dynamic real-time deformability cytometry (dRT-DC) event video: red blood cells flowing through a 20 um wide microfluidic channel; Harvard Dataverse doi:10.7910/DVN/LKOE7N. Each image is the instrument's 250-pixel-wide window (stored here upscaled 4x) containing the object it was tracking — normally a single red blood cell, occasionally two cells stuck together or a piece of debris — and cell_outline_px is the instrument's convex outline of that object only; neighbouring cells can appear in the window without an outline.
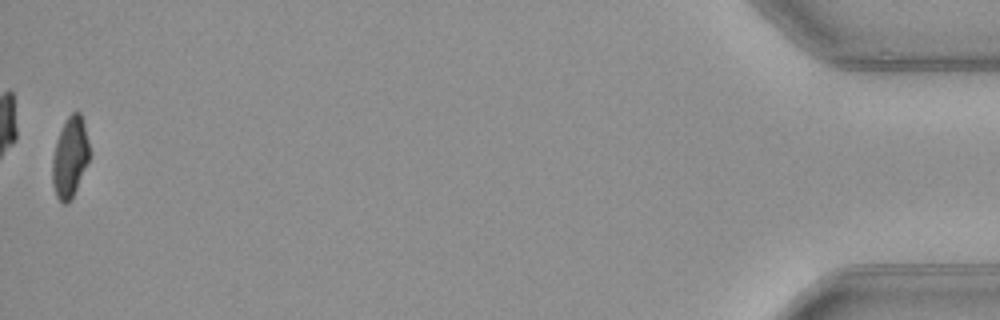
{"species": "common noctule bat (a hibernating species)", "species_latin": "Nyctalus noctula", "temperature_condition": "warm", "stored_images_in_passage": 36, "camera_frame_rate_fps": 3000, "um_per_image_px": 0.085, "animal": {"sex": "female", "body_mass_g": 21.9}, "frame": {"image": 1, "passage_image": 36, "time_ms": 11.667, "image_size_px": [1000, 320], "cell_outline_px": [[88, 160], [76, 188], [68, 204], [64, 204], [56, 196], [52, 184], [52, 160], [56, 140], [68, 116], [72, 112], [80, 112], [84, 124], [88, 140]], "centroid_in_image_um": [5.92, 13.37], "position_along_channel_um": 429.3, "area_um2": 16.94}, "authors_computed_cell_mechanics": {"area_um2": 19.2185, "velocity_mm_per_s": 4.0623, "shape_relaxation_time_tau1_ms": 4.2433, "shape_relaxation_time_tau2_ms": 5.9257, "deformation_change_tau1": 0.1388, "deformation_change_tau2": 0.109}}